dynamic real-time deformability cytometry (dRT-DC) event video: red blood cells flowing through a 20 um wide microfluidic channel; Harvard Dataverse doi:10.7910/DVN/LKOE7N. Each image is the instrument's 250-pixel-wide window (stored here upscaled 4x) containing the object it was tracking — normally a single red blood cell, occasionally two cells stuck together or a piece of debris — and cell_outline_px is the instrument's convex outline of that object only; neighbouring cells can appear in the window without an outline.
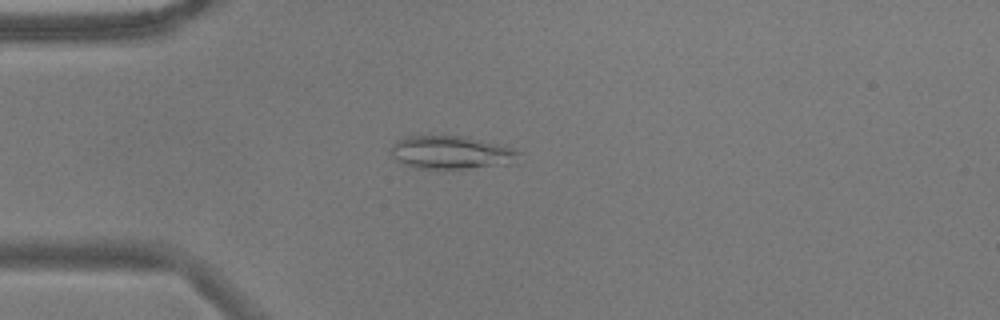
{"species": "common noctule bat (a hibernating species)", "species_latin": "Nyctalus noctula", "temperature_condition": "warm", "stored_images_in_passage": 51, "camera_frame_rate_fps": 3000, "um_per_image_px": 0.085, "animal": {"sex": "male", "body_mass_g": 17.9}, "frame": {"image": 1, "passage_image": 11, "time_ms": 3.333, "image_size_px": [1000, 320], "cell_outline_px": [[520, 152], [516, 164], [468, 168], [416, 168], [404, 164], [396, 160], [388, 152], [388, 148], [396, 140], [408, 136], [460, 136], [496, 144], [512, 148]], "centroid_in_image_um": [38.31, 12.97], "position_along_channel_um": 46.7, "area_um2": 24.68}}
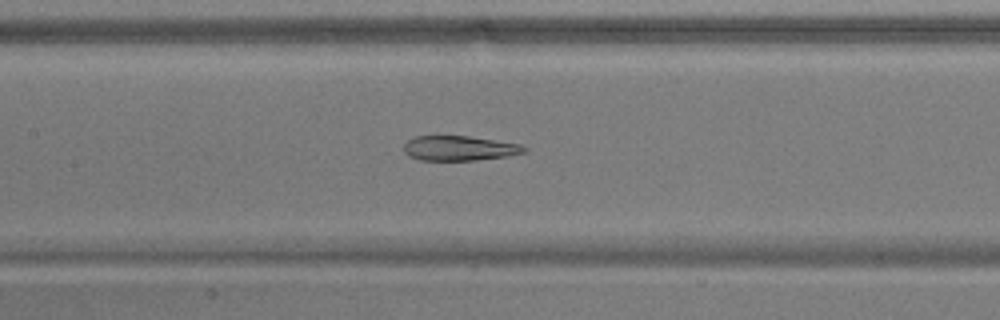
{"frame": {"image": 2, "passage_image": 22, "time_ms": 7.0, "image_size_px": [1000, 320], "cell_outline_px": [[528, 148], [524, 152], [508, 156], [476, 160], [420, 160], [408, 156], [404, 152], [404, 144], [408, 140], [416, 136], [468, 136], [520, 144]], "centroid_in_image_um": [39.03, 12.6], "position_along_channel_um": 168.4, "area_um2": 17.34}}
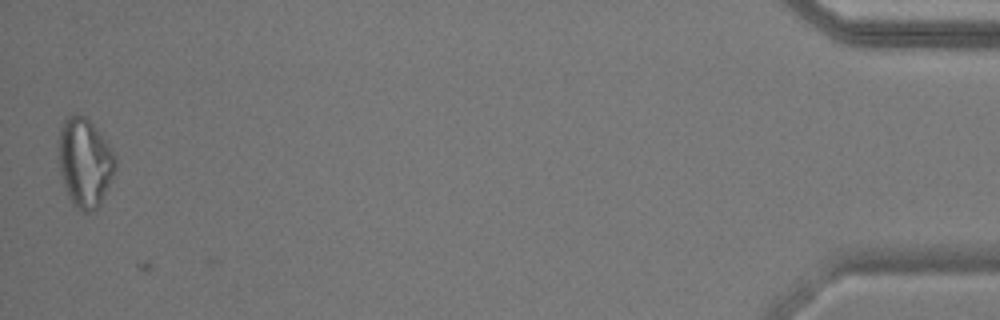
{"frame": {"image": 3, "passage_image": 50, "time_ms": 16.333, "image_size_px": [1000, 320], "cell_outline_px": [[116, 168], [100, 204], [92, 212], [84, 212], [72, 204], [68, 196], [60, 172], [56, 140], [60, 128], [64, 120], [68, 116], [76, 112], [84, 116], [92, 124], [108, 144], [116, 160]], "centroid_in_image_um": [7.16, 13.79], "position_along_channel_um": 428.0, "area_um2": 29.48}, "authors_computed_cell_mechanics": {"area_um2": 18.785, "velocity_mm_per_s": 3.7483, "shape_relaxation_time_tau1_ms": null, "shape_relaxation_time_tau2_ms": 5.85, "deformation_change_tau1": null, "deformation_change_tau2": 0.097}}